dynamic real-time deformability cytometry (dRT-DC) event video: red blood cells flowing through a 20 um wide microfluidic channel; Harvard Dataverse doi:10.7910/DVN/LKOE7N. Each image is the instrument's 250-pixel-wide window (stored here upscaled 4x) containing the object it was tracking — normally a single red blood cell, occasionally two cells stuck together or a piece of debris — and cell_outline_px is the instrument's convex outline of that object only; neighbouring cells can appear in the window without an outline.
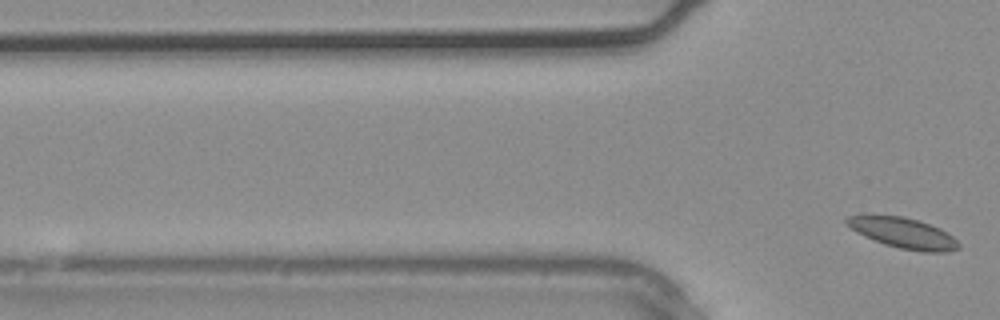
{"species": "common noctule bat (a hibernating species)", "species_latin": "Nyctalus noctula", "temperature_condition": "warm", "stored_images_in_passage": 2, "camera_frame_rate_fps": 3000, "um_per_image_px": 0.085, "animal": {"sex": "male", "body_mass_g": 20.4}, "frame": {"image": 1, "passage_image": 2, "time_ms": 0.333, "image_size_px": [1000, 320], "cell_outline_px": [[960, 248], [944, 252], [924, 252], [900, 248], [884, 244], [864, 236], [856, 232], [844, 224], [844, 220], [848, 216], [904, 216], [940, 228], [952, 236], [960, 244]], "centroid_in_image_um": [76.77, 19.82], "position_along_channel_um": 49.0, "area_um2": 19.65}}